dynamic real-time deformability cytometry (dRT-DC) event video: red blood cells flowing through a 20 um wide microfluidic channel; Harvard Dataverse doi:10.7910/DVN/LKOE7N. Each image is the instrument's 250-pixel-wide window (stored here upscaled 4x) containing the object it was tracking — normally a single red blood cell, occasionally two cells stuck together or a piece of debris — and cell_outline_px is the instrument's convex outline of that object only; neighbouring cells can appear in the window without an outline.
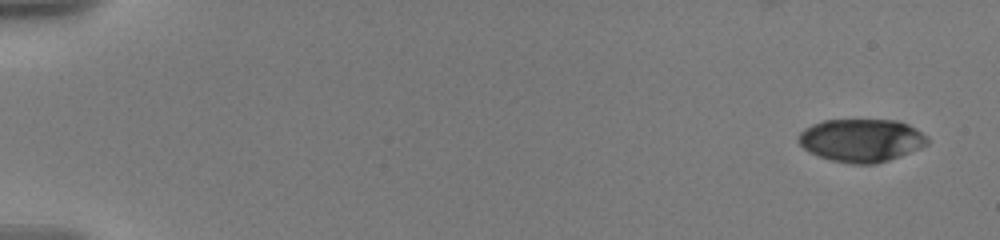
{"species": "human", "species_latin": "Homo sapiens", "temperature_condition": "warm", "stored_images_in_passage": 8, "camera_frame_rate_fps": 3000, "um_per_image_px": 0.085, "donor": {"sex": "male"}, "frame": {"image": 1, "passage_image": 1, "time_ms": 0.0, "image_size_px": [1000, 240], "cell_outline_px": [[928, 144], [920, 148], [900, 156], [876, 164], [852, 164], [832, 160], [808, 152], [796, 140], [800, 132], [804, 128], [812, 124], [824, 120], [896, 120], [908, 124], [916, 128], [928, 136]], "centroid_in_image_um": [73.21, 11.92], "position_along_channel_um": 11.8, "area_um2": 32.43}}
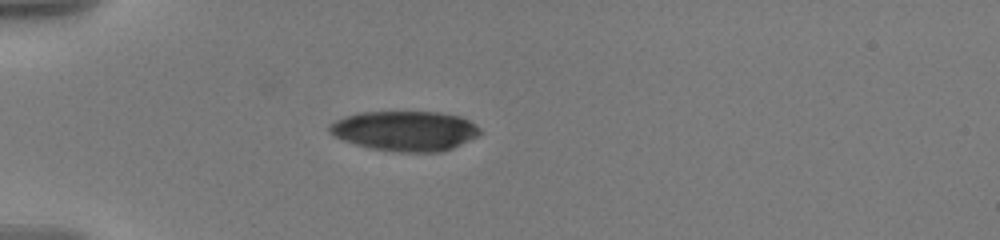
{"frame": {"image": 2, "passage_image": 6, "time_ms": 5.0, "image_size_px": [1000, 240], "cell_outline_px": [[480, 132], [476, 136], [452, 148], [440, 152], [400, 152], [372, 148], [356, 144], [344, 140], [328, 132], [328, 124], [344, 116], [360, 112], [440, 112], [460, 116], [468, 120], [480, 128]], "centroid_in_image_um": [34.4, 11.11], "position_along_channel_um": 50.6, "area_um2": 34.85}}
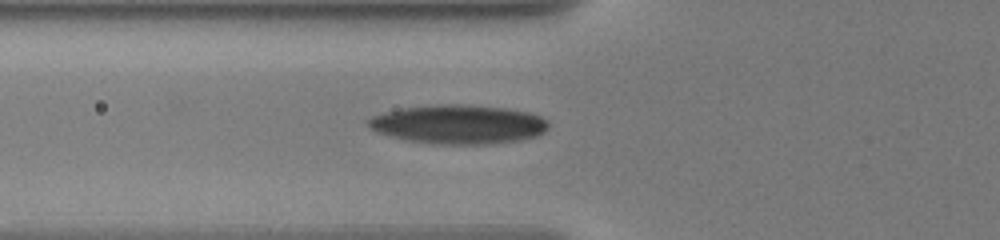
{"frame": {"image": 3, "passage_image": 8, "time_ms": 6.667, "image_size_px": [1000, 240], "cell_outline_px": [[548, 128], [544, 132], [536, 136], [520, 140], [484, 144], [440, 144], [412, 140], [392, 136], [380, 132], [372, 128], [368, 124], [368, 120], [372, 116], [384, 112], [400, 108], [436, 104], [468, 104], [508, 108], [528, 112], [540, 116], [548, 120]], "centroid_in_image_um": [39.03, 10.54], "position_along_channel_um": 86.8, "area_um2": 40.75}}